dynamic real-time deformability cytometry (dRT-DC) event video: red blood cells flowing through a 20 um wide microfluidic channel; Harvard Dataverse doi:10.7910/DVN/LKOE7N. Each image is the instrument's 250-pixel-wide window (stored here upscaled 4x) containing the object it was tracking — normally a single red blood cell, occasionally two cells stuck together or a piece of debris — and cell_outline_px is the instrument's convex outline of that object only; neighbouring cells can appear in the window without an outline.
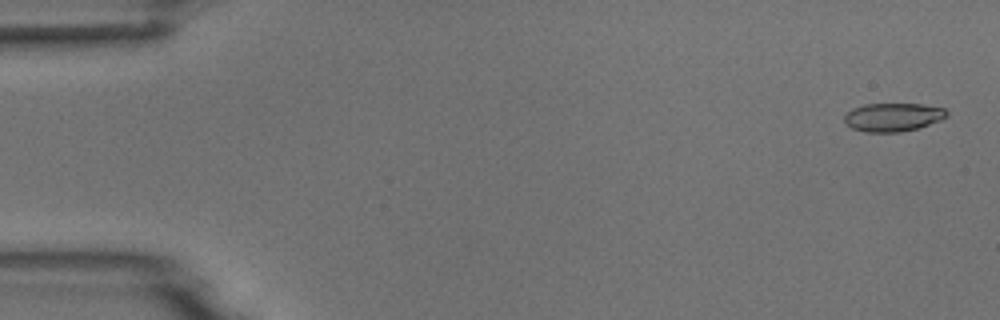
{"species": "common noctule bat (a hibernating species)", "species_latin": "Nyctalus noctula", "temperature_condition": "room temperature", "stored_images_in_passage": 5, "camera_frame_rate_fps": 3000, "um_per_image_px": 0.085, "animal": {"sex": "male", "body_mass_g": 18.8}, "frame": {"image": 1, "passage_image": 1, "time_ms": 0.0, "image_size_px": [1000, 320], "cell_outline_px": [[948, 116], [940, 120], [916, 128], [900, 132], [864, 132], [852, 128], [844, 120], [844, 116], [852, 108], [864, 104], [924, 104], [944, 108], [948, 112]], "centroid_in_image_um": [75.9, 9.95], "position_along_channel_um": 9.1, "area_um2": 16.88}}
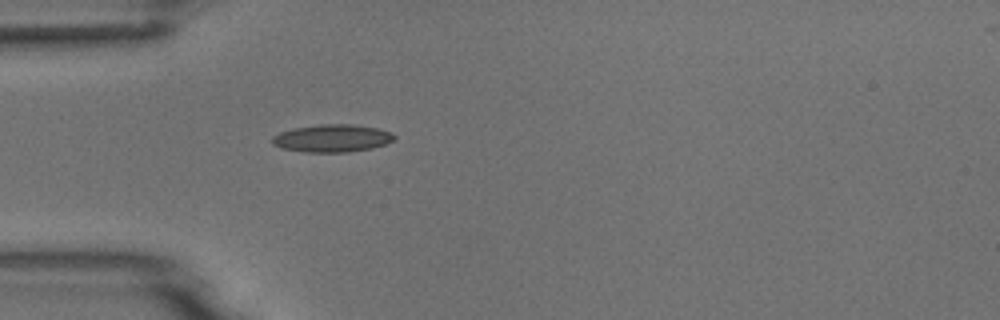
{"frame": {"image": 2, "passage_image": 5, "time_ms": 4.667, "image_size_px": [1000, 320], "cell_outline_px": [[396, 136], [392, 140], [384, 144], [372, 148], [348, 152], [304, 152], [280, 148], [272, 144], [272, 136], [280, 132], [296, 128], [320, 124], [352, 124], [376, 128], [392, 132]], "centroid_in_image_um": [28.21, 11.75], "position_along_channel_um": 56.8, "area_um2": 19.59}}